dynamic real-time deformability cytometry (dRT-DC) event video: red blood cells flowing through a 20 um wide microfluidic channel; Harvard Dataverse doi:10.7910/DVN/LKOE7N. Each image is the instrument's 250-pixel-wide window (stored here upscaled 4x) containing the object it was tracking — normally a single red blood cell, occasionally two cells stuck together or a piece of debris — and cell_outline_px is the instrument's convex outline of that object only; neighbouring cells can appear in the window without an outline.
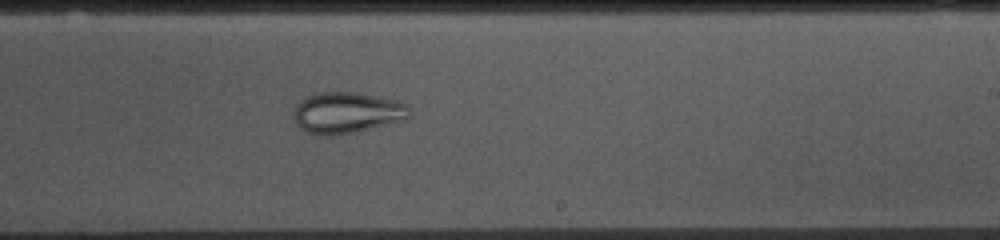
{"species": "common noctule bat (a hibernating species)", "species_latin": "Nyctalus noctula", "temperature_condition": "cold", "stored_images_in_passage": 53, "camera_frame_rate_fps": 3000, "um_per_image_px": 0.085, "animal": {"sex": "female", "body_mass_g": 10.0, "forearm_length_mm": 53.1}, "frame": {"image": 1, "passage_image": 31, "time_ms": 10.0, "image_size_px": [1000, 240], "cell_outline_px": [[412, 116], [404, 120], [356, 132], [336, 136], [328, 136], [308, 132], [300, 128], [296, 124], [296, 104], [304, 96], [320, 92], [360, 92], [396, 100], [408, 104], [412, 112]], "centroid_in_image_um": [29.54, 9.57], "position_along_channel_um": 259.5, "area_um2": 28.09}}
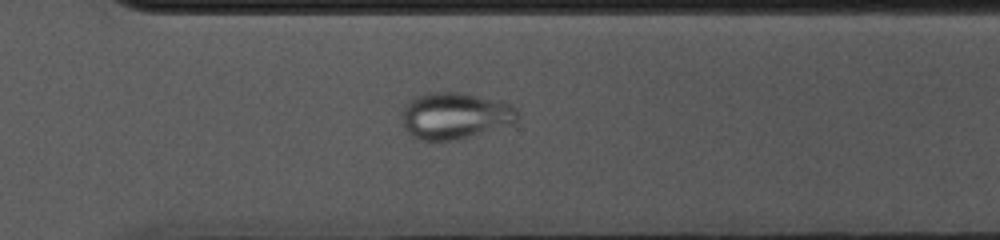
{"frame": {"image": 2, "passage_image": 37, "time_ms": 12.0, "image_size_px": [1000, 240], "cell_outline_px": [[520, 120], [512, 124], [456, 140], [424, 140], [412, 136], [404, 128], [400, 116], [408, 100], [416, 96], [428, 92], [460, 92], [508, 104], [516, 108], [520, 116]], "centroid_in_image_um": [38.64, 9.84], "position_along_channel_um": 332.0, "area_um2": 31.27}}
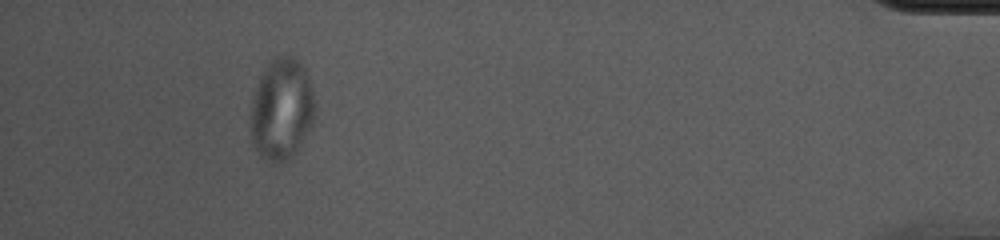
{"frame": {"image": 3, "passage_image": 49, "time_ms": 16.0, "image_size_px": [1000, 240], "cell_outline_px": [[316, 116], [312, 128], [296, 152], [292, 156], [276, 164], [272, 164], [260, 156], [252, 148], [252, 100], [256, 84], [260, 76], [268, 64], [272, 60], [280, 56], [292, 56], [300, 60], [308, 76], [316, 100]], "centroid_in_image_um": [23.98, 9.31], "position_along_channel_um": 411.2, "area_um2": 38.67}}